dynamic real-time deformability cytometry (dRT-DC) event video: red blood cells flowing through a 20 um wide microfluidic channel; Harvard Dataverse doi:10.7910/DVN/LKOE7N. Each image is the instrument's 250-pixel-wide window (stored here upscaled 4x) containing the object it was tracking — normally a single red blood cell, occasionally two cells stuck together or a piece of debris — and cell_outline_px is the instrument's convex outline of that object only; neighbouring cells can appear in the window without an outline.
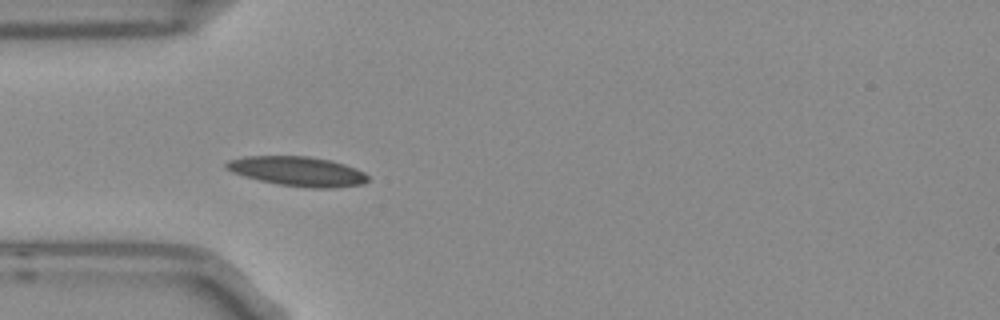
{"species": "Egyptian fruit bat (a non-hibernating species)", "species_latin": "Rousettus aegyptiacus", "temperature_condition": "room temperature", "stored_images_in_passage": 9, "camera_frame_rate_fps": 3000, "um_per_image_px": 0.085, "frame": {"image": 1, "passage_image": 3, "time_ms": 0.667, "image_size_px": [1000, 320], "cell_outline_px": [[368, 180], [364, 184], [332, 188], [308, 188], [280, 184], [260, 180], [244, 176], [232, 172], [224, 168], [224, 164], [228, 160], [244, 156], [308, 156], [328, 160], [344, 164], [356, 168], [364, 172], [368, 176]], "centroid_in_image_um": [25.29, 14.56], "position_along_channel_um": 59.7, "area_um2": 24.39}}
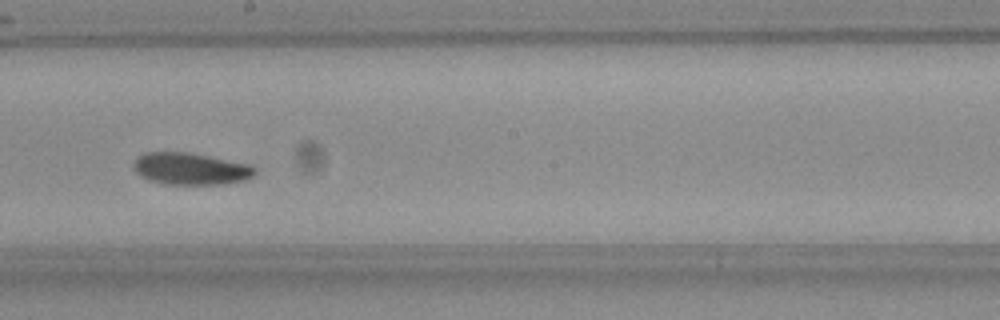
{"frame": {"image": 2, "passage_image": 7, "time_ms": 2.0, "image_size_px": [1000, 320], "cell_outline_px": [[256, 172], [252, 176], [244, 180], [224, 184], [164, 184], [148, 180], [140, 176], [136, 172], [132, 164], [140, 156], [148, 152], [184, 152], [208, 156], [248, 164], [256, 168]], "centroid_in_image_um": [16.18, 14.36], "position_along_channel_um": 232.0, "area_um2": 22.37}}
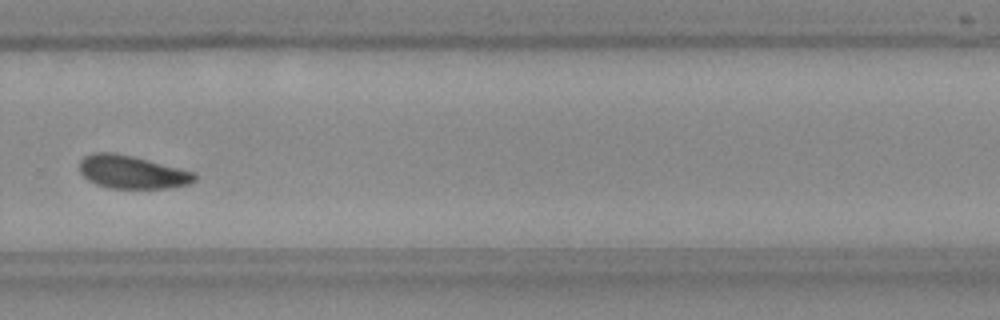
{"frame": {"image": 3, "passage_image": 9, "time_ms": 2.667, "image_size_px": [1000, 320], "cell_outline_px": [[196, 180], [188, 184], [168, 188], [108, 188], [96, 184], [88, 180], [80, 172], [80, 160], [84, 156], [92, 152], [112, 152], [132, 156], [196, 172]], "centroid_in_image_um": [11.21, 14.62], "position_along_channel_um": 318.6, "area_um2": 22.2}}